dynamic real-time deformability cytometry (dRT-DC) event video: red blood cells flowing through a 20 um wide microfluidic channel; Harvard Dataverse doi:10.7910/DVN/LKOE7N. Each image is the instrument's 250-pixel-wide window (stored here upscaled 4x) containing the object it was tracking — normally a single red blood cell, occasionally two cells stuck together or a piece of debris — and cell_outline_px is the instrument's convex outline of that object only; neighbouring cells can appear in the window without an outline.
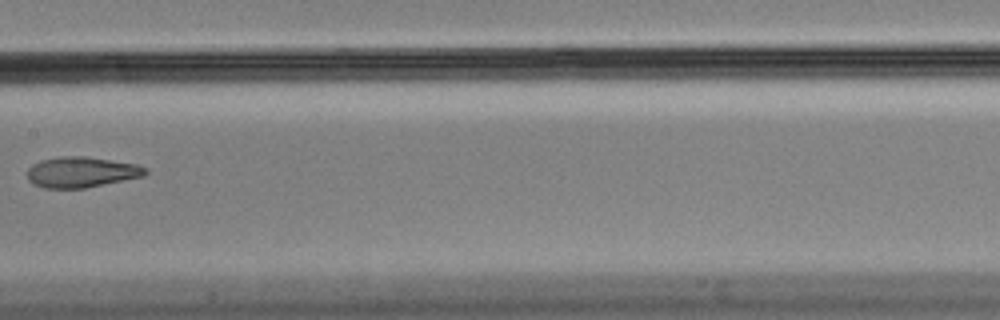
{"species": "Egyptian fruit bat (a non-hibernating species)", "species_latin": "Rousettus aegyptiacus", "temperature_condition": "cold", "stored_images_in_passage": 4, "camera_frame_rate_fps": 3000, "um_per_image_px": 0.085, "animal": {"sex": "male"}, "frame": {"image": 1, "passage_image": 4, "time_ms": 1.0, "image_size_px": [1000, 320], "cell_outline_px": [[148, 172], [144, 176], [84, 188], [44, 188], [32, 184], [28, 180], [28, 168], [32, 164], [40, 160], [60, 156], [84, 156], [136, 164], [148, 168]], "centroid_in_image_um": [6.9, 14.63], "position_along_channel_um": 200.5, "area_um2": 21.1}}